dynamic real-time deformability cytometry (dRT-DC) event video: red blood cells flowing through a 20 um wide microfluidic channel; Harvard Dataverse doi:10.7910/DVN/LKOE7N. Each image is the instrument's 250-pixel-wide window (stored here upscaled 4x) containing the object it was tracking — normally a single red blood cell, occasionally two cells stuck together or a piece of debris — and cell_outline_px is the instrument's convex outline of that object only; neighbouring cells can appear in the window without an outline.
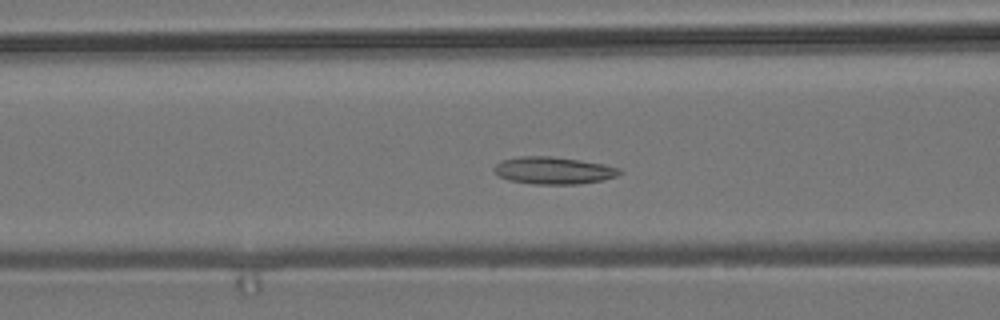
{"species": "common noctule bat (a hibernating species)", "species_latin": "Nyctalus noctula", "temperature_condition": "room temperature", "stored_images_in_passage": 54, "camera_frame_rate_fps": 3000, "um_per_image_px": 0.085, "animal": {"sex": "male", "body_mass_g": 19.2, "forearm_length_mm": 51.8}, "frame": {"image": 1, "passage_image": 21, "time_ms": 6.667, "image_size_px": [1000, 320], "cell_outline_px": [[624, 172], [616, 176], [600, 180], [576, 184], [532, 184], [508, 180], [500, 176], [492, 168], [500, 160], [520, 156], [552, 156], [580, 160], [604, 164], [620, 168]], "centroid_in_image_um": [47.03, 14.48], "position_along_channel_um": 119.6, "area_um2": 19.94}}
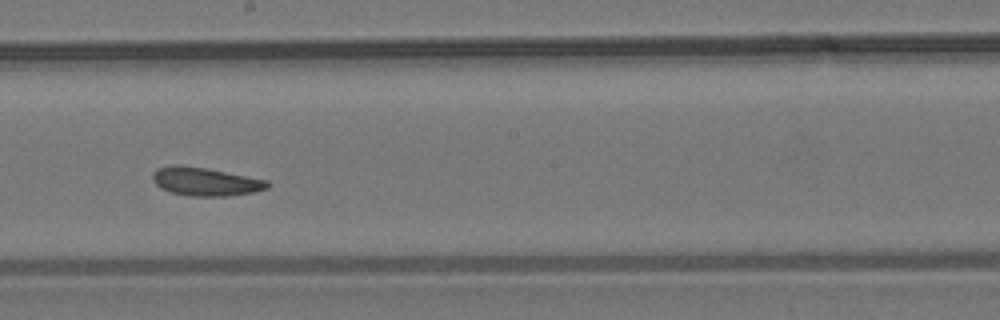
{"frame": {"image": 2, "passage_image": 30, "time_ms": 9.667, "image_size_px": [1000, 320], "cell_outline_px": [[272, 184], [268, 188], [252, 192], [228, 196], [188, 196], [172, 192], [160, 188], [152, 180], [152, 172], [156, 168], [172, 164], [180, 164], [204, 168], [268, 180]], "centroid_in_image_um": [17.42, 15.43], "position_along_channel_um": 230.8, "area_um2": 19.07}}
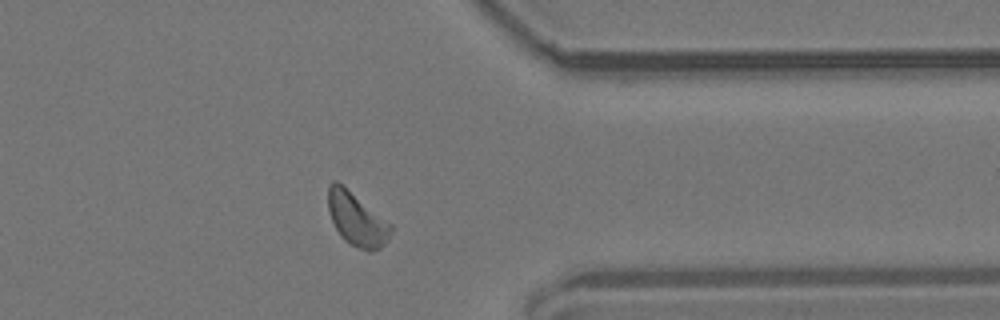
{"frame": {"image": 3, "passage_image": 43, "time_ms": 14.0, "image_size_px": [1000, 320], "cell_outline_px": [[392, 232], [388, 240], [380, 248], [372, 252], [368, 252], [344, 240], [336, 228], [332, 220], [328, 208], [328, 184], [332, 180], [336, 180], [344, 184], [392, 224]], "centroid_in_image_um": [30.33, 18.59], "position_along_channel_um": 381.1, "area_um2": 19.77}, "authors_computed_cell_mechanics": {"area_um2": 19.1607, "velocity_mm_per_s": 3.7112, "shape_relaxation_time_tau1_ms": null, "shape_relaxation_time_tau2_ms": 2.5213, "deformation_change_tau1": null, "deformation_change_tau2": 0.0905}}